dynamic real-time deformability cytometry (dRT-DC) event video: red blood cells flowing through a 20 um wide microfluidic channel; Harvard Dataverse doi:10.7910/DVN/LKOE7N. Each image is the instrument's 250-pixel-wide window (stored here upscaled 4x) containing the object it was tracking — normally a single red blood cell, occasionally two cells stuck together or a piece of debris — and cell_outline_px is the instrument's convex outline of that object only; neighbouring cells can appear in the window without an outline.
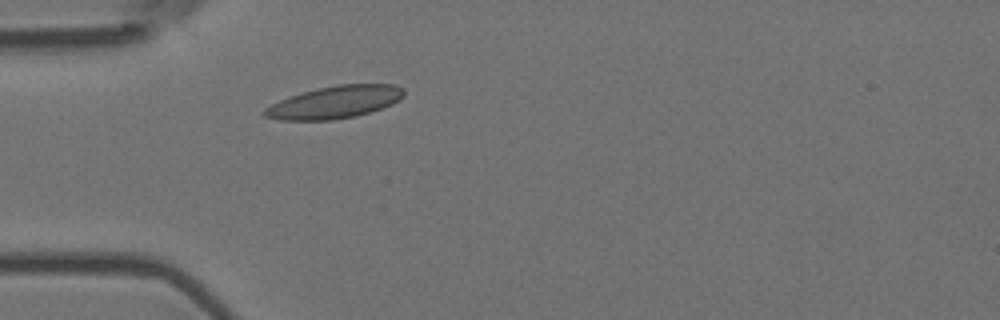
{"species": "Egyptian fruit bat (a non-hibernating species)", "species_latin": "Rousettus aegyptiacus", "temperature_condition": "room temperature", "stored_images_in_passage": 1, "camera_frame_rate_fps": 3000, "um_per_image_px": 0.085, "animal": {"sex": "female"}, "frame": {"image": 1, "passage_image": 1, "time_ms": 0.0, "image_size_px": [1000, 320], "cell_outline_px": [[404, 96], [400, 100], [392, 104], [356, 116], [332, 120], [280, 120], [264, 116], [260, 112], [264, 108], [280, 100], [316, 88], [336, 84], [396, 84], [404, 88]], "centroid_in_image_um": [28.47, 8.68], "position_along_channel_um": 56.5, "area_um2": 26.36}}